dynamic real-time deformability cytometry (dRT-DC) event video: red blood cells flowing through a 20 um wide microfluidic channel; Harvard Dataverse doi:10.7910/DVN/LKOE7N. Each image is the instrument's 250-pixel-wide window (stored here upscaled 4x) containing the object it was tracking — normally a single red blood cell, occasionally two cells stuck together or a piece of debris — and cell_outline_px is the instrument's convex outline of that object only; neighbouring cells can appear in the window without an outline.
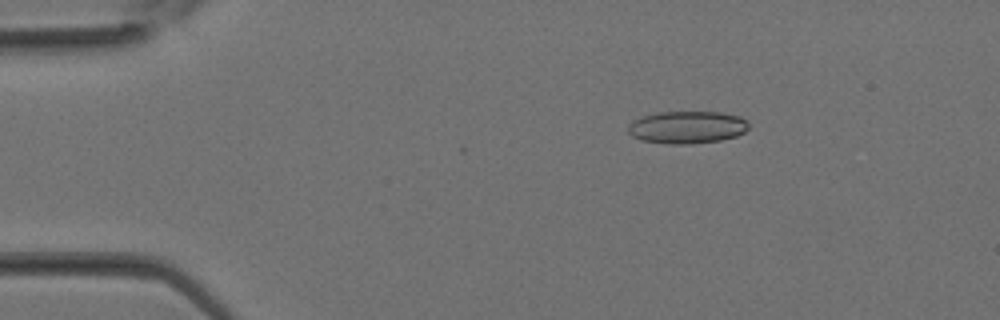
{"species": "Egyptian fruit bat (a non-hibernating species)", "species_latin": "Rousettus aegyptiacus", "temperature_condition": "room temperature", "stored_images_in_passage": 33, "camera_frame_rate_fps": 3000, "um_per_image_px": 0.085, "animal": {"sex": "female"}, "frame": {"image": 1, "passage_image": 5, "time_ms": 1.333, "image_size_px": [1000, 320], "cell_outline_px": [[748, 128], [744, 132], [736, 136], [720, 140], [692, 144], [668, 144], [640, 140], [632, 136], [628, 132], [628, 124], [632, 120], [644, 116], [660, 112], [720, 112], [740, 116], [748, 120]], "centroid_in_image_um": [58.4, 10.82], "position_along_channel_um": 26.6, "area_um2": 22.95}}
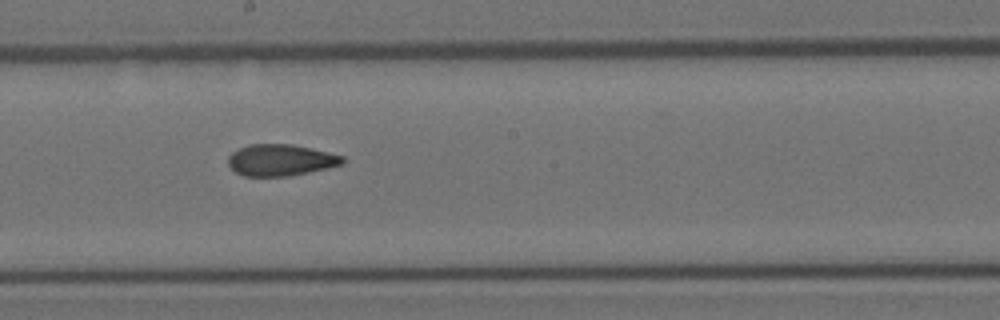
{"frame": {"image": 2, "passage_image": 18, "time_ms": 5.667, "image_size_px": [1000, 320], "cell_outline_px": [[344, 164], [328, 168], [288, 176], [244, 176], [236, 172], [228, 164], [228, 156], [232, 152], [248, 144], [292, 144], [328, 152], [344, 156]], "centroid_in_image_um": [23.86, 13.6], "position_along_channel_um": 224.3, "area_um2": 20.98}}
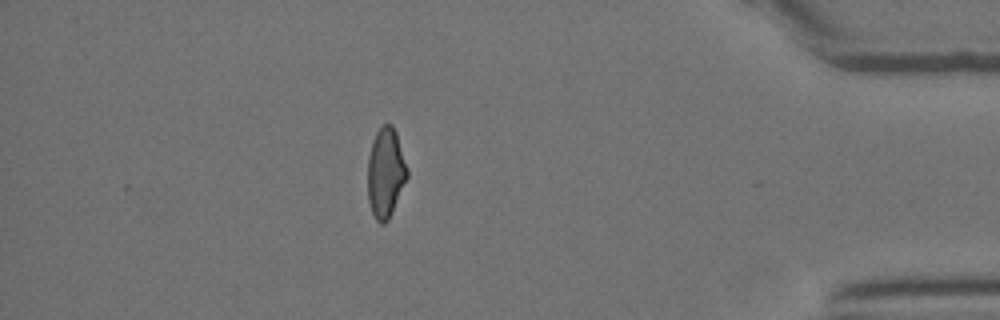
{"frame": {"image": 3, "passage_image": 29, "time_ms": 9.333, "image_size_px": [1000, 320], "cell_outline_px": [[408, 176], [392, 212], [388, 220], [384, 224], [380, 224], [376, 220], [372, 212], [368, 200], [368, 156], [372, 140], [376, 132], [384, 124], [392, 124], [396, 132], [408, 168]], "centroid_in_image_um": [32.77, 14.68], "position_along_channel_um": 402.4, "area_um2": 20.69}}